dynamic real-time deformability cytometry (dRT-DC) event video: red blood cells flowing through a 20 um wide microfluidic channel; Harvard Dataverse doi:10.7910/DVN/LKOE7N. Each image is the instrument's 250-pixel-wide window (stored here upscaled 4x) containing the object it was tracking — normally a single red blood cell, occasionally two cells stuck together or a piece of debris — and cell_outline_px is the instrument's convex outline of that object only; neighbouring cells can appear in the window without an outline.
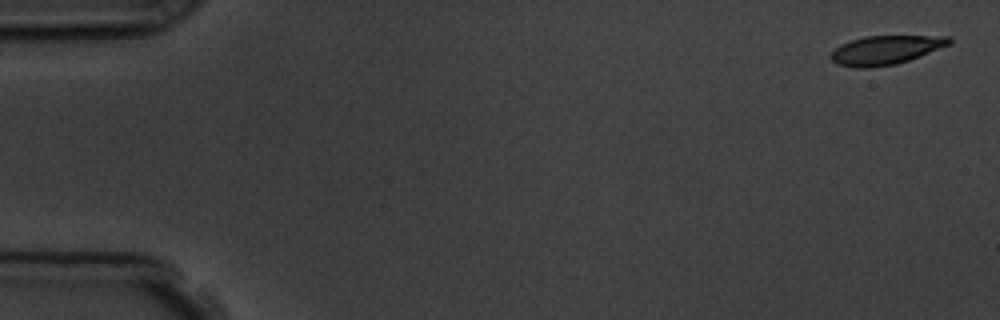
{"species": "common noctule bat (a hibernating species)", "species_latin": "Nyctalus noctula", "temperature_condition": "room temperature", "stored_images_in_passage": 5, "camera_frame_rate_fps": 3000, "um_per_image_px": 0.085, "animal": {"sex": "male", "body_mass_g": 19.5, "forearm_length_mm": 54.6}, "frame": {"image": 1, "passage_image": 1, "time_ms": 0.0, "image_size_px": [1000, 320], "cell_outline_px": [[952, 44], [920, 56], [896, 64], [868, 68], [856, 68], [836, 64], [832, 60], [832, 52], [840, 44], [864, 36], [952, 36]], "centroid_in_image_um": [75.31, 4.25], "position_along_channel_um": 9.7, "area_um2": 19.94}}
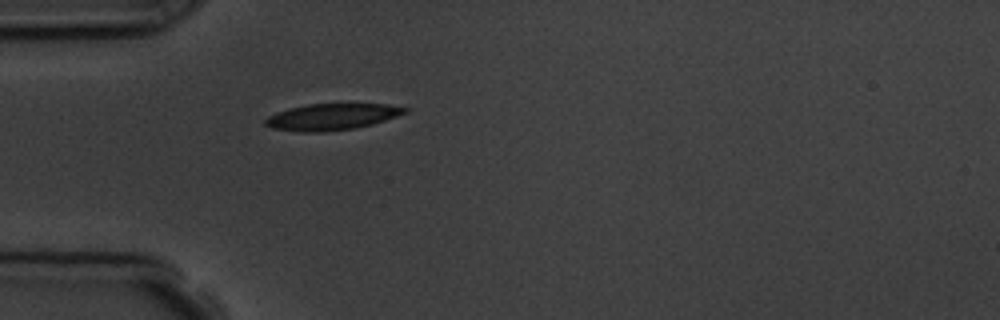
{"frame": {"image": 2, "passage_image": 5, "time_ms": 4.667, "image_size_px": [1000, 320], "cell_outline_px": [[408, 112], [372, 124], [356, 128], [324, 132], [300, 132], [272, 128], [264, 124], [264, 120], [268, 116], [276, 112], [308, 104], [388, 104], [408, 108]], "centroid_in_image_um": [28.19, 9.93], "position_along_channel_um": 56.8, "area_um2": 21.39}}